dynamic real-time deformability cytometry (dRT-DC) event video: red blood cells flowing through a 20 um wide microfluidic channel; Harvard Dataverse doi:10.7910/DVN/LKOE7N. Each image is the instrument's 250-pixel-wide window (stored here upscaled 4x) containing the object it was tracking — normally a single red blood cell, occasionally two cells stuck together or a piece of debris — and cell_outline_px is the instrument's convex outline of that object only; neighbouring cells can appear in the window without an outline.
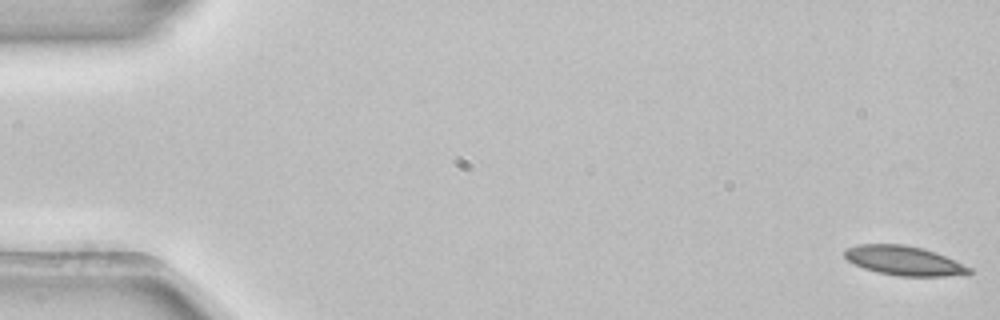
{"species": "common noctule bat (a hibernating species)", "species_latin": "Nyctalus noctula", "temperature_condition": "room temperature", "stored_images_in_passage": 4, "camera_frame_rate_fps": 3000, "um_per_image_px": 0.085, "animal": {"sex": "female", "body_mass_g": 22.7, "forearm_length_mm": 54.2}, "frame": {"image": 1, "passage_image": 1, "time_ms": 0.0, "image_size_px": [1000, 320], "cell_outline_px": [[972, 272], [968, 276], [896, 276], [876, 272], [864, 268], [848, 260], [844, 256], [844, 248], [856, 244], [904, 244], [936, 252], [972, 268]], "centroid_in_image_um": [76.86, 22.16], "position_along_channel_um": 8.1, "area_um2": 21.56}}
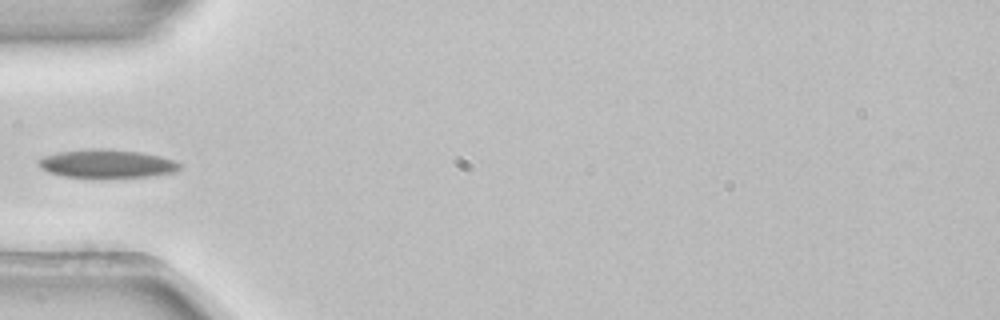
{"frame": {"image": 2, "passage_image": 4, "time_ms": 1.0, "image_size_px": [1000, 320], "cell_outline_px": [[184, 164], [176, 172], [148, 176], [100, 180], [64, 176], [48, 172], [40, 168], [36, 164], [36, 160], [44, 156], [60, 152], [96, 148], [100, 148], [140, 152], [160, 156]], "centroid_in_image_um": [9.06, 13.95], "position_along_channel_um": 75.9, "area_um2": 24.1}}